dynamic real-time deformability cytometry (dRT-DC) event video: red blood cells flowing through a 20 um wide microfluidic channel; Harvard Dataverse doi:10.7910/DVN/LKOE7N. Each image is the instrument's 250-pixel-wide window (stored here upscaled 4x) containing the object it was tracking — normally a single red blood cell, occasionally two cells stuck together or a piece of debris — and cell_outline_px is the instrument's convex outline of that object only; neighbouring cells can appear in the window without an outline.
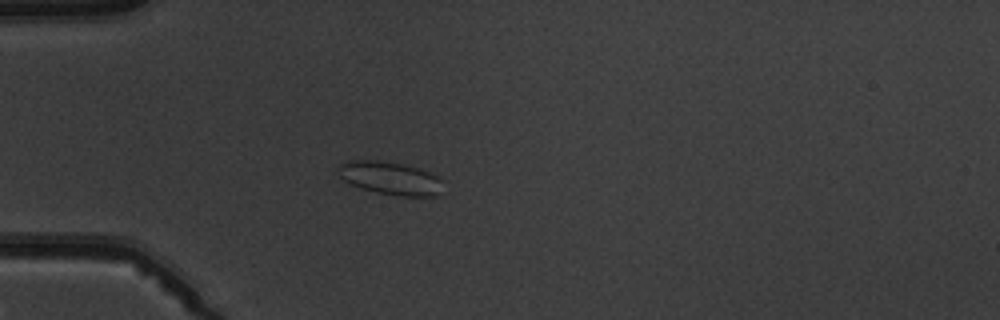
{"species": "common noctule bat (a hibernating species)", "species_latin": "Nyctalus noctula", "temperature_condition": "warm", "stored_images_in_passage": 6, "camera_frame_rate_fps": 3000, "um_per_image_px": 0.085, "animal": {"sex": "male", "body_mass_g": 19.5, "forearm_length_mm": 54.6}, "frame": {"image": 1, "passage_image": 5, "time_ms": 4.667, "image_size_px": [1000, 320], "cell_outline_px": [[440, 192], [436, 196], [396, 196], [376, 192], [360, 188], [348, 184], [340, 176], [340, 164], [348, 160], [380, 160], [404, 164], [428, 172], [436, 176], [440, 180]], "centroid_in_image_um": [33.13, 15.15], "position_along_channel_um": 51.9, "area_um2": 20.0}}